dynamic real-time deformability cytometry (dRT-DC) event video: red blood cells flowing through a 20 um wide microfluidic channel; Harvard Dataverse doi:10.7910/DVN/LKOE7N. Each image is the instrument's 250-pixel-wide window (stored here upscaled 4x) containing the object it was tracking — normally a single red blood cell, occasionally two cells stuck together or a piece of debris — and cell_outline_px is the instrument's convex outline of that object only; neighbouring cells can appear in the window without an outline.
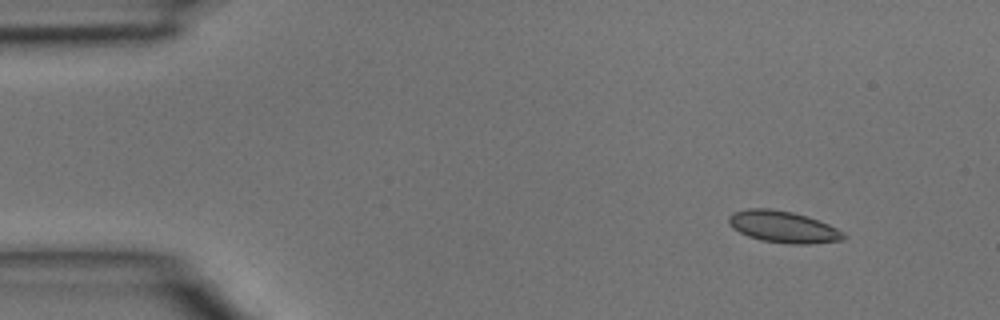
{"species": "common noctule bat (a hibernating species)", "species_latin": "Nyctalus noctula", "temperature_condition": "room temperature", "stored_images_in_passage": 3, "camera_frame_rate_fps": 3000, "um_per_image_px": 0.085, "animal": {"sex": "male", "body_mass_g": 15.6}, "frame": {"image": 1, "passage_image": 1, "time_ms": 0.0, "image_size_px": [1000, 320], "cell_outline_px": [[848, 236], [844, 240], [808, 244], [788, 244], [760, 240], [748, 236], [732, 228], [728, 224], [728, 216], [732, 212], [748, 208], [768, 208], [792, 212], [808, 216], [828, 224], [844, 232]], "centroid_in_image_um": [66.56, 19.28], "position_along_channel_um": 18.4, "area_um2": 21.44}}
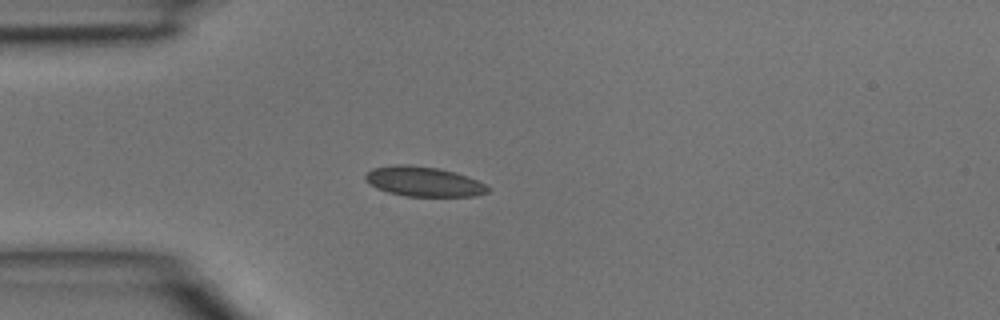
{"frame": {"image": 2, "passage_image": 3, "time_ms": 0.667, "image_size_px": [1000, 320], "cell_outline_px": [[492, 188], [488, 192], [476, 196], [408, 196], [388, 192], [376, 188], [364, 176], [372, 168], [396, 164], [408, 164], [440, 168], [456, 172], [476, 180]], "centroid_in_image_um": [36.04, 15.42], "position_along_channel_um": 49.0, "area_um2": 21.21}}